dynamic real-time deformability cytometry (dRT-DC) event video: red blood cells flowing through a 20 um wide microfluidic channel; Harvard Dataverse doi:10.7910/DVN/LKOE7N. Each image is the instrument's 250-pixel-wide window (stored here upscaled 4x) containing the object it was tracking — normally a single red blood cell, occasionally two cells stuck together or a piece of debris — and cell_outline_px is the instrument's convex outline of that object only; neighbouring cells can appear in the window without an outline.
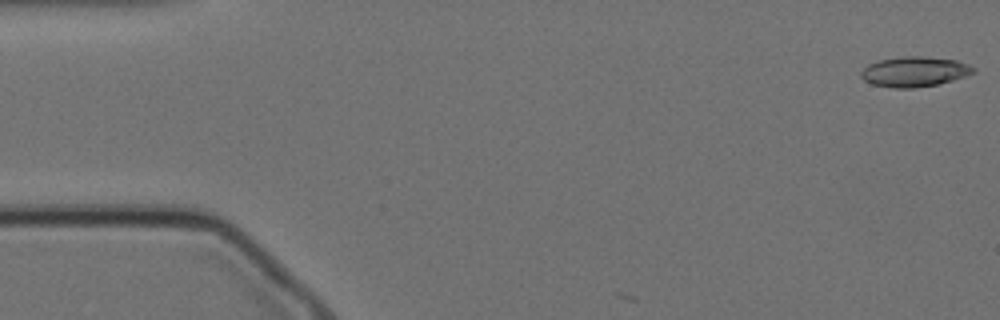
{"species": "Egyptian fruit bat (a non-hibernating species)", "species_latin": "Rousettus aegyptiacus", "temperature_condition": "cold", "stored_images_in_passage": 8, "camera_frame_rate_fps": 3000, "um_per_image_px": 0.085, "animal": {"sex": "female"}, "frame": {"image": 1, "passage_image": 1, "time_ms": 0.0, "image_size_px": [1000, 320], "cell_outline_px": [[976, 72], [952, 80], [936, 84], [916, 88], [892, 88], [872, 84], [864, 80], [860, 76], [860, 72], [868, 64], [880, 60], [900, 56], [920, 56], [956, 60], [968, 64], [976, 68]], "centroid_in_image_um": [77.71, 6.09], "position_along_channel_um": 7.3, "area_um2": 19.71}}